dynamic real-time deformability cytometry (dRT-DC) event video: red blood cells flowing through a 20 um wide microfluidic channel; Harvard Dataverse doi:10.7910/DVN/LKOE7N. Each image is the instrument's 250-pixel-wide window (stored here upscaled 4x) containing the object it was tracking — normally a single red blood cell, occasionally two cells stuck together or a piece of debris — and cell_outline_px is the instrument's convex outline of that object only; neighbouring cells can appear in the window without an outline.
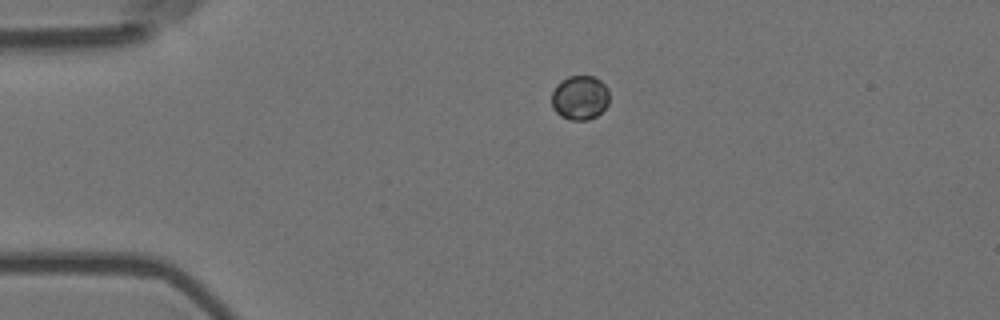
{"species": "Egyptian fruit bat (a non-hibernating species)", "species_latin": "Rousettus aegyptiacus", "temperature_condition": "room temperature", "stored_images_in_passage": 12, "camera_frame_rate_fps": 3000, "um_per_image_px": 0.085, "animal": {"sex": "female"}, "frame": {"image": 1, "passage_image": 1, "time_ms": 0.0, "image_size_px": [1000, 320], "cell_outline_px": [[608, 104], [596, 116], [588, 120], [572, 120], [560, 116], [552, 108], [552, 92], [556, 84], [560, 80], [568, 76], [592, 76], [600, 80], [608, 88]], "centroid_in_image_um": [49.27, 8.29], "position_along_channel_um": 35.7, "area_um2": 14.97}}
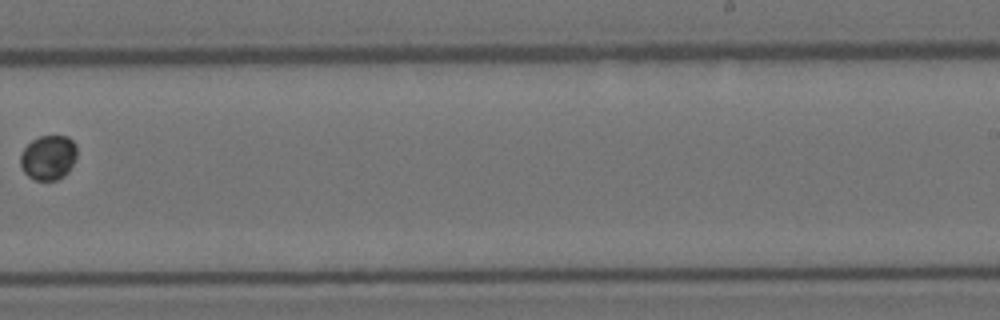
{"frame": {"image": 2, "passage_image": 7, "time_ms": 2.0, "image_size_px": [1000, 320], "cell_outline_px": [[76, 156], [68, 172], [64, 176], [56, 180], [36, 180], [28, 176], [24, 172], [20, 164], [20, 156], [24, 148], [32, 140], [40, 136], [68, 136], [76, 144]], "centroid_in_image_um": [4.11, 13.39], "position_along_channel_um": 284.9, "area_um2": 14.68}}
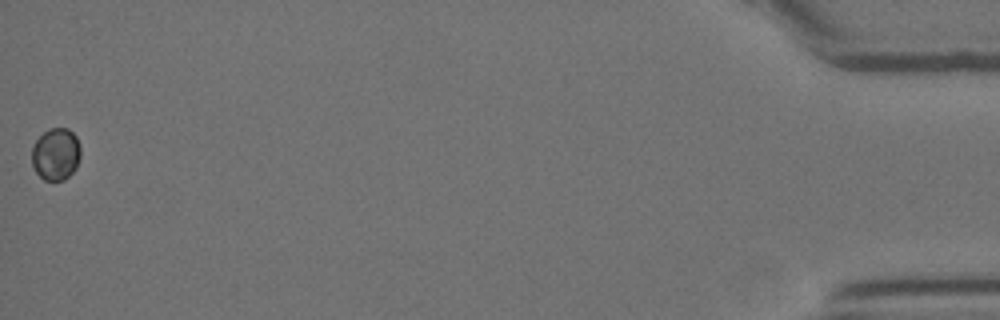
{"frame": {"image": 3, "passage_image": 12, "time_ms": 3.667, "image_size_px": [1000, 320], "cell_outline_px": [[80, 156], [76, 168], [64, 180], [44, 180], [32, 168], [32, 148], [36, 140], [48, 128], [68, 128], [76, 136], [80, 144]], "centroid_in_image_um": [4.75, 13.09], "position_along_channel_um": 430.5, "area_um2": 14.91}}